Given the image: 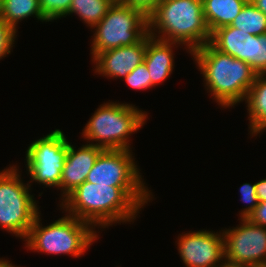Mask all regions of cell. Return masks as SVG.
<instances>
[{
	"label": "cell",
	"instance_id": "24",
	"mask_svg": "<svg viewBox=\"0 0 266 267\" xmlns=\"http://www.w3.org/2000/svg\"><path fill=\"white\" fill-rule=\"evenodd\" d=\"M240 201L248 205L239 211V218H247L255 210V207L259 204L255 183H243L240 188Z\"/></svg>",
	"mask_w": 266,
	"mask_h": 267
},
{
	"label": "cell",
	"instance_id": "33",
	"mask_svg": "<svg viewBox=\"0 0 266 267\" xmlns=\"http://www.w3.org/2000/svg\"><path fill=\"white\" fill-rule=\"evenodd\" d=\"M2 7H3V0H0V15H1V12H2Z\"/></svg>",
	"mask_w": 266,
	"mask_h": 267
},
{
	"label": "cell",
	"instance_id": "27",
	"mask_svg": "<svg viewBox=\"0 0 266 267\" xmlns=\"http://www.w3.org/2000/svg\"><path fill=\"white\" fill-rule=\"evenodd\" d=\"M161 0H125L123 3L144 11L147 15Z\"/></svg>",
	"mask_w": 266,
	"mask_h": 267
},
{
	"label": "cell",
	"instance_id": "3",
	"mask_svg": "<svg viewBox=\"0 0 266 267\" xmlns=\"http://www.w3.org/2000/svg\"><path fill=\"white\" fill-rule=\"evenodd\" d=\"M148 33L155 39L180 43L191 53L210 41L202 0H161L148 14Z\"/></svg>",
	"mask_w": 266,
	"mask_h": 267
},
{
	"label": "cell",
	"instance_id": "18",
	"mask_svg": "<svg viewBox=\"0 0 266 267\" xmlns=\"http://www.w3.org/2000/svg\"><path fill=\"white\" fill-rule=\"evenodd\" d=\"M239 59L249 64L257 74L266 73V33L248 35L240 46Z\"/></svg>",
	"mask_w": 266,
	"mask_h": 267
},
{
	"label": "cell",
	"instance_id": "31",
	"mask_svg": "<svg viewBox=\"0 0 266 267\" xmlns=\"http://www.w3.org/2000/svg\"><path fill=\"white\" fill-rule=\"evenodd\" d=\"M223 267H252V266H249V265H236V264L225 262Z\"/></svg>",
	"mask_w": 266,
	"mask_h": 267
},
{
	"label": "cell",
	"instance_id": "10",
	"mask_svg": "<svg viewBox=\"0 0 266 267\" xmlns=\"http://www.w3.org/2000/svg\"><path fill=\"white\" fill-rule=\"evenodd\" d=\"M234 228L222 229L225 262L252 266L266 262V227L255 225L247 218H239Z\"/></svg>",
	"mask_w": 266,
	"mask_h": 267
},
{
	"label": "cell",
	"instance_id": "5",
	"mask_svg": "<svg viewBox=\"0 0 266 267\" xmlns=\"http://www.w3.org/2000/svg\"><path fill=\"white\" fill-rule=\"evenodd\" d=\"M147 119L148 113L134 104L108 101L99 105L81 135L89 144L103 149L133 151L130 136L140 130Z\"/></svg>",
	"mask_w": 266,
	"mask_h": 267
},
{
	"label": "cell",
	"instance_id": "32",
	"mask_svg": "<svg viewBox=\"0 0 266 267\" xmlns=\"http://www.w3.org/2000/svg\"><path fill=\"white\" fill-rule=\"evenodd\" d=\"M252 267H266V262L265 263L254 264V265H252Z\"/></svg>",
	"mask_w": 266,
	"mask_h": 267
},
{
	"label": "cell",
	"instance_id": "4",
	"mask_svg": "<svg viewBox=\"0 0 266 267\" xmlns=\"http://www.w3.org/2000/svg\"><path fill=\"white\" fill-rule=\"evenodd\" d=\"M64 215L44 226L39 212L23 240L26 243L25 248L28 251L48 255H71L73 258H79L85 254L86 250L99 239L100 231L97 232L91 224L66 212Z\"/></svg>",
	"mask_w": 266,
	"mask_h": 267
},
{
	"label": "cell",
	"instance_id": "19",
	"mask_svg": "<svg viewBox=\"0 0 266 267\" xmlns=\"http://www.w3.org/2000/svg\"><path fill=\"white\" fill-rule=\"evenodd\" d=\"M248 35L250 34L227 25L214 30L209 43L218 51L239 59L240 46Z\"/></svg>",
	"mask_w": 266,
	"mask_h": 267
},
{
	"label": "cell",
	"instance_id": "23",
	"mask_svg": "<svg viewBox=\"0 0 266 267\" xmlns=\"http://www.w3.org/2000/svg\"><path fill=\"white\" fill-rule=\"evenodd\" d=\"M124 81L126 84L135 90H148L153 89L149 71L145 63L138 65L131 73L125 76Z\"/></svg>",
	"mask_w": 266,
	"mask_h": 267
},
{
	"label": "cell",
	"instance_id": "15",
	"mask_svg": "<svg viewBox=\"0 0 266 267\" xmlns=\"http://www.w3.org/2000/svg\"><path fill=\"white\" fill-rule=\"evenodd\" d=\"M251 138L266 130V73L256 76L245 98Z\"/></svg>",
	"mask_w": 266,
	"mask_h": 267
},
{
	"label": "cell",
	"instance_id": "16",
	"mask_svg": "<svg viewBox=\"0 0 266 267\" xmlns=\"http://www.w3.org/2000/svg\"><path fill=\"white\" fill-rule=\"evenodd\" d=\"M248 0H202L206 25L214 30L231 25Z\"/></svg>",
	"mask_w": 266,
	"mask_h": 267
},
{
	"label": "cell",
	"instance_id": "8",
	"mask_svg": "<svg viewBox=\"0 0 266 267\" xmlns=\"http://www.w3.org/2000/svg\"><path fill=\"white\" fill-rule=\"evenodd\" d=\"M68 139L63 131L55 129L36 139L26 149L25 164L32 182L44 188L60 186L61 173L68 151Z\"/></svg>",
	"mask_w": 266,
	"mask_h": 267
},
{
	"label": "cell",
	"instance_id": "11",
	"mask_svg": "<svg viewBox=\"0 0 266 267\" xmlns=\"http://www.w3.org/2000/svg\"><path fill=\"white\" fill-rule=\"evenodd\" d=\"M177 238L176 248L185 267L224 266L225 250L222 230L213 232V230L201 229L182 232Z\"/></svg>",
	"mask_w": 266,
	"mask_h": 267
},
{
	"label": "cell",
	"instance_id": "13",
	"mask_svg": "<svg viewBox=\"0 0 266 267\" xmlns=\"http://www.w3.org/2000/svg\"><path fill=\"white\" fill-rule=\"evenodd\" d=\"M103 150V148L89 143L76 149L72 142H68L67 156L58 188L61 190V200L86 181L87 175Z\"/></svg>",
	"mask_w": 266,
	"mask_h": 267
},
{
	"label": "cell",
	"instance_id": "20",
	"mask_svg": "<svg viewBox=\"0 0 266 267\" xmlns=\"http://www.w3.org/2000/svg\"><path fill=\"white\" fill-rule=\"evenodd\" d=\"M112 4L111 0H72L67 15L74 13L92 29L102 20Z\"/></svg>",
	"mask_w": 266,
	"mask_h": 267
},
{
	"label": "cell",
	"instance_id": "22",
	"mask_svg": "<svg viewBox=\"0 0 266 267\" xmlns=\"http://www.w3.org/2000/svg\"><path fill=\"white\" fill-rule=\"evenodd\" d=\"M72 0H39L43 18L47 22L66 18Z\"/></svg>",
	"mask_w": 266,
	"mask_h": 267
},
{
	"label": "cell",
	"instance_id": "28",
	"mask_svg": "<svg viewBox=\"0 0 266 267\" xmlns=\"http://www.w3.org/2000/svg\"><path fill=\"white\" fill-rule=\"evenodd\" d=\"M256 194L259 203L266 201V178L255 182Z\"/></svg>",
	"mask_w": 266,
	"mask_h": 267
},
{
	"label": "cell",
	"instance_id": "29",
	"mask_svg": "<svg viewBox=\"0 0 266 267\" xmlns=\"http://www.w3.org/2000/svg\"><path fill=\"white\" fill-rule=\"evenodd\" d=\"M251 2L266 15V0H251Z\"/></svg>",
	"mask_w": 266,
	"mask_h": 267
},
{
	"label": "cell",
	"instance_id": "1",
	"mask_svg": "<svg viewBox=\"0 0 266 267\" xmlns=\"http://www.w3.org/2000/svg\"><path fill=\"white\" fill-rule=\"evenodd\" d=\"M148 188H119L85 181L60 202L61 210L95 229L131 223L154 197ZM103 228V229H102Z\"/></svg>",
	"mask_w": 266,
	"mask_h": 267
},
{
	"label": "cell",
	"instance_id": "26",
	"mask_svg": "<svg viewBox=\"0 0 266 267\" xmlns=\"http://www.w3.org/2000/svg\"><path fill=\"white\" fill-rule=\"evenodd\" d=\"M247 219L255 225L266 227V201L260 202Z\"/></svg>",
	"mask_w": 266,
	"mask_h": 267
},
{
	"label": "cell",
	"instance_id": "21",
	"mask_svg": "<svg viewBox=\"0 0 266 267\" xmlns=\"http://www.w3.org/2000/svg\"><path fill=\"white\" fill-rule=\"evenodd\" d=\"M231 26L242 30L243 33L259 36L266 33V15L248 0Z\"/></svg>",
	"mask_w": 266,
	"mask_h": 267
},
{
	"label": "cell",
	"instance_id": "6",
	"mask_svg": "<svg viewBox=\"0 0 266 267\" xmlns=\"http://www.w3.org/2000/svg\"><path fill=\"white\" fill-rule=\"evenodd\" d=\"M21 172L16 164L0 171V228L24 240L41 211Z\"/></svg>",
	"mask_w": 266,
	"mask_h": 267
},
{
	"label": "cell",
	"instance_id": "7",
	"mask_svg": "<svg viewBox=\"0 0 266 267\" xmlns=\"http://www.w3.org/2000/svg\"><path fill=\"white\" fill-rule=\"evenodd\" d=\"M92 59L105 50L131 46L148 34V15L123 2L113 3L93 28Z\"/></svg>",
	"mask_w": 266,
	"mask_h": 267
},
{
	"label": "cell",
	"instance_id": "9",
	"mask_svg": "<svg viewBox=\"0 0 266 267\" xmlns=\"http://www.w3.org/2000/svg\"><path fill=\"white\" fill-rule=\"evenodd\" d=\"M134 157L131 150L104 149L86 181L119 188H149Z\"/></svg>",
	"mask_w": 266,
	"mask_h": 267
},
{
	"label": "cell",
	"instance_id": "30",
	"mask_svg": "<svg viewBox=\"0 0 266 267\" xmlns=\"http://www.w3.org/2000/svg\"><path fill=\"white\" fill-rule=\"evenodd\" d=\"M15 264H12L11 260L5 258H0V267H14Z\"/></svg>",
	"mask_w": 266,
	"mask_h": 267
},
{
	"label": "cell",
	"instance_id": "2",
	"mask_svg": "<svg viewBox=\"0 0 266 267\" xmlns=\"http://www.w3.org/2000/svg\"><path fill=\"white\" fill-rule=\"evenodd\" d=\"M190 55L203 76L207 93L221 108H234L245 101L258 75L249 64L218 51L209 42Z\"/></svg>",
	"mask_w": 266,
	"mask_h": 267
},
{
	"label": "cell",
	"instance_id": "34",
	"mask_svg": "<svg viewBox=\"0 0 266 267\" xmlns=\"http://www.w3.org/2000/svg\"><path fill=\"white\" fill-rule=\"evenodd\" d=\"M113 3L124 2L125 0H111Z\"/></svg>",
	"mask_w": 266,
	"mask_h": 267
},
{
	"label": "cell",
	"instance_id": "14",
	"mask_svg": "<svg viewBox=\"0 0 266 267\" xmlns=\"http://www.w3.org/2000/svg\"><path fill=\"white\" fill-rule=\"evenodd\" d=\"M180 45L183 47L180 43L158 40L147 34L144 63L149 71L152 87H156L170 77L175 67V53L172 49H177Z\"/></svg>",
	"mask_w": 266,
	"mask_h": 267
},
{
	"label": "cell",
	"instance_id": "25",
	"mask_svg": "<svg viewBox=\"0 0 266 267\" xmlns=\"http://www.w3.org/2000/svg\"><path fill=\"white\" fill-rule=\"evenodd\" d=\"M16 38L17 33L0 17V60L13 52Z\"/></svg>",
	"mask_w": 266,
	"mask_h": 267
},
{
	"label": "cell",
	"instance_id": "12",
	"mask_svg": "<svg viewBox=\"0 0 266 267\" xmlns=\"http://www.w3.org/2000/svg\"><path fill=\"white\" fill-rule=\"evenodd\" d=\"M147 47V35L131 46H121L98 53L91 61L95 65L94 73L108 78L120 79L131 73L144 62Z\"/></svg>",
	"mask_w": 266,
	"mask_h": 267
},
{
	"label": "cell",
	"instance_id": "17",
	"mask_svg": "<svg viewBox=\"0 0 266 267\" xmlns=\"http://www.w3.org/2000/svg\"><path fill=\"white\" fill-rule=\"evenodd\" d=\"M37 18L38 21L47 22L43 18L39 0H3L0 17L17 33L18 24L29 19ZM18 27V28H17Z\"/></svg>",
	"mask_w": 266,
	"mask_h": 267
}]
</instances>
